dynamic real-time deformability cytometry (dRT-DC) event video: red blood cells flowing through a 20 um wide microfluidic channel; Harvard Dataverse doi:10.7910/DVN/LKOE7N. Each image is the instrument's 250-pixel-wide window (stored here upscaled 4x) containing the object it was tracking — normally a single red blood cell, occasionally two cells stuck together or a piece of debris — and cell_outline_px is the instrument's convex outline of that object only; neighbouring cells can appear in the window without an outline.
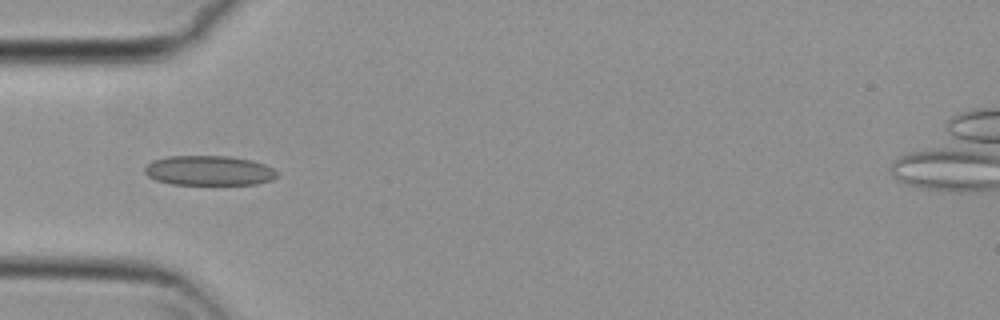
{"species": "common noctule bat (a hibernating species)", "species_latin": "Nyctalus noctula", "temperature_condition": "cold", "stored_images_in_passage": 35, "camera_frame_rate_fps": 3000, "um_per_image_px": 0.085, "animal": {"sex": "female", "body_mass_g": 29.2, "forearm_length_mm": 56.3}, "frame": {"image": 1, "passage_image": 1, "time_ms": 0.0, "image_size_px": [1000, 320], "cell_outline_px": [[276, 176], [272, 180], [256, 184], [172, 184], [156, 180], [148, 176], [144, 172], [144, 168], [152, 160], [168, 156], [228, 156], [252, 160], [264, 164], [272, 168], [276, 172]], "centroid_in_image_um": [17.74, 14.49], "position_along_channel_um": 67.3, "area_um2": 22.89}}
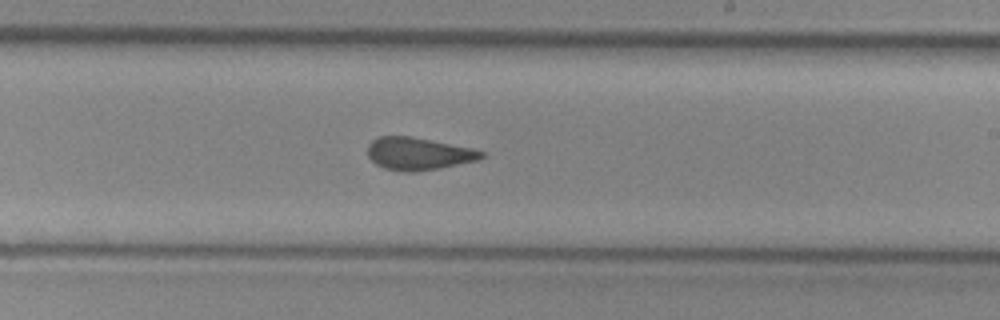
{"frame": {"image": 2, "passage_image": 16, "time_ms": 5.0, "image_size_px": [1000, 320], "cell_outline_px": [[484, 156], [480, 160], [440, 168], [416, 172], [400, 172], [384, 168], [376, 164], [368, 156], [368, 144], [372, 140], [380, 136], [408, 136], [472, 148], [484, 152]], "centroid_in_image_um": [35.56, 13.08], "position_along_channel_um": 253.4, "area_um2": 21.56}}
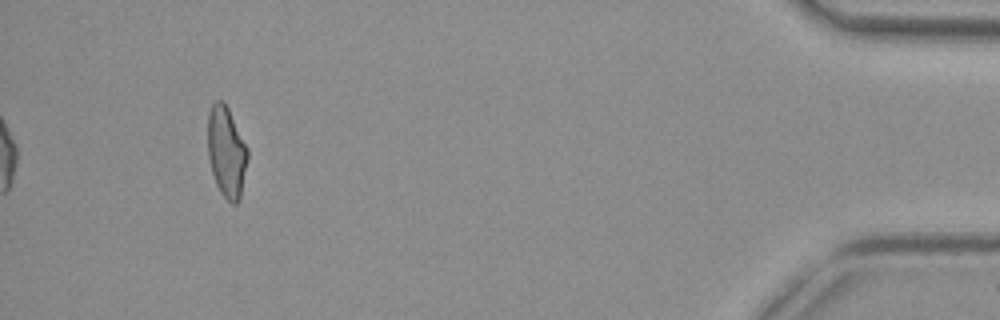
{"frame": {"image": 3, "passage_image": 35, "time_ms": 11.333, "image_size_px": [1000, 320], "cell_outline_px": [[248, 160], [240, 200], [236, 204], [232, 204], [220, 192], [216, 184], [212, 172], [208, 156], [208, 112], [212, 104], [216, 100], [224, 100], [248, 148]], "centroid_in_image_um": [19.26, 12.91], "position_along_channel_um": 415.9, "area_um2": 21.27}, "authors_computed_cell_mechanics": {"area_um2": 21.675, "velocity_mm_per_s": 3.7205, "shape_relaxation_time_tau1_ms": null, "shape_relaxation_time_tau2_ms": 1.5294, "deformation_change_tau1": null, "deformation_change_tau2": 0.0672}}